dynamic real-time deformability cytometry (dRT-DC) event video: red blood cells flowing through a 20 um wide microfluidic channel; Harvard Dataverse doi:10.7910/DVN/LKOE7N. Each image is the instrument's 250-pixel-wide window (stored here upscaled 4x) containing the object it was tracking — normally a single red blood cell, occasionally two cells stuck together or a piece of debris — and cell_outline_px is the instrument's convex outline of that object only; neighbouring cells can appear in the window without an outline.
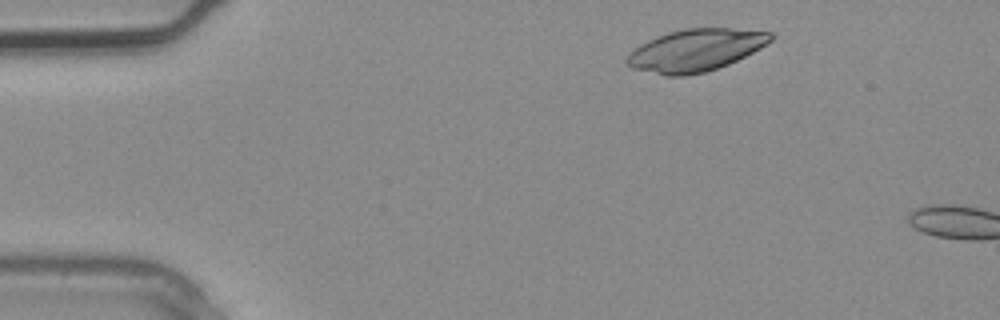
{"species": "common noctule bat (a hibernating species)", "species_latin": "Nyctalus noctula", "temperature_condition": "warm", "stored_images_in_passage": 2, "camera_frame_rate_fps": 3000, "um_per_image_px": 0.085, "animal": {"sex": "male", "body_mass_g": 20.4}, "frame": {"image": 1, "passage_image": 1, "time_ms": 0.0, "image_size_px": [1000, 320], "cell_outline_px": [[776, 36], [772, 40], [760, 48], [728, 64], [704, 72], [684, 76], [664, 76], [632, 68], [624, 60], [640, 44], [656, 36], [668, 32], [684, 28], [732, 28], [776, 32]], "centroid_in_image_um": [59.15, 4.26], "position_along_channel_um": 25.9, "area_um2": 35.37}}